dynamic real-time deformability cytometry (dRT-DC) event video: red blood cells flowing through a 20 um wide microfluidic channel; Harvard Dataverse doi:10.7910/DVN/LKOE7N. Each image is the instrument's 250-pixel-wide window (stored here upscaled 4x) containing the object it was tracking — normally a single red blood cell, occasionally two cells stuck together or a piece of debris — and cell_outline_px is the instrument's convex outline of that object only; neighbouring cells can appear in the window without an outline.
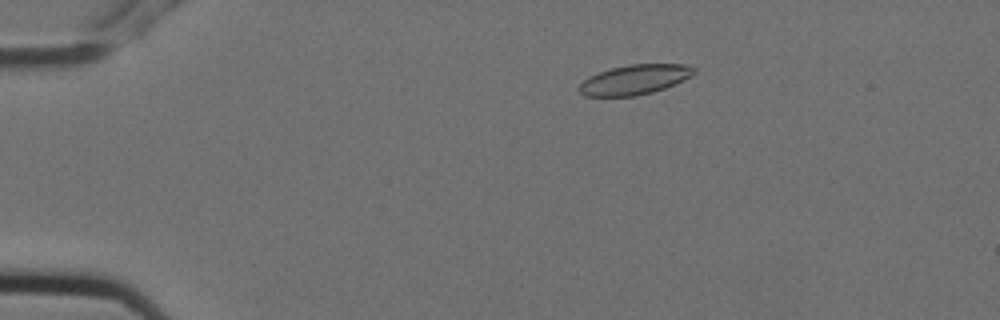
{"species": "Egyptian fruit bat (a non-hibernating species)", "species_latin": "Rousettus aegyptiacus", "temperature_condition": "cold", "stored_images_in_passage": 5, "camera_frame_rate_fps": 3000, "um_per_image_px": 0.085, "animal": {"sex": "female"}, "frame": {"image": 1, "passage_image": 3, "time_ms": 0.667, "image_size_px": [1000, 320], "cell_outline_px": [[696, 72], [664, 88], [652, 92], [636, 96], [584, 96], [576, 88], [588, 76], [612, 68], [628, 64], [684, 64], [696, 68]], "centroid_in_image_um": [53.88, 6.77], "position_along_channel_um": 31.1, "area_um2": 19.71}}